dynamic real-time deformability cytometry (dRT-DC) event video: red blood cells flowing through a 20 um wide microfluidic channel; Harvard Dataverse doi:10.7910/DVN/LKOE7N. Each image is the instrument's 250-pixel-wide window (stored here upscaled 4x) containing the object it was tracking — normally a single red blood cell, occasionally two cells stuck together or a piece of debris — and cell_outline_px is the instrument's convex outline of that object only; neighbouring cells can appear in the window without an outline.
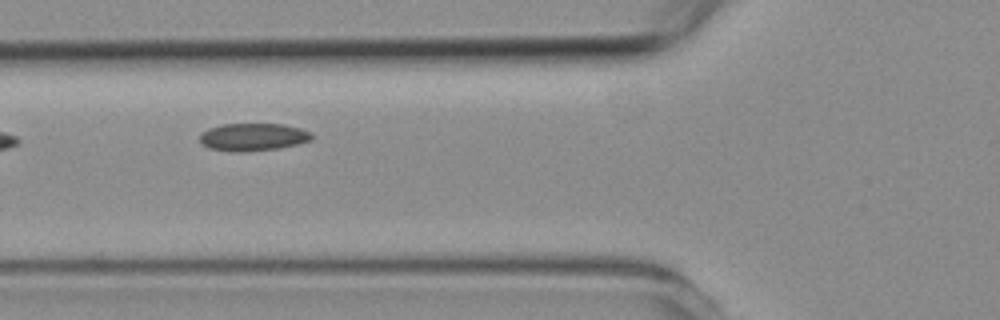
{"species": "common noctule bat (a hibernating species)", "species_latin": "Nyctalus noctula", "temperature_condition": "room temperature", "stored_images_in_passage": 8, "camera_frame_rate_fps": 3000, "um_per_image_px": 0.085, "animal": {"sex": "female", "body_mass_g": 19.3, "forearm_length_mm": 54.1}, "frame": {"image": 1, "passage_image": 6, "time_ms": 6.667, "image_size_px": [1000, 320], "cell_outline_px": [[312, 140], [296, 144], [276, 148], [244, 152], [232, 152], [208, 148], [200, 144], [200, 132], [208, 128], [224, 124], [284, 124], [300, 128], [312, 132]], "centroid_in_image_um": [21.47, 11.64], "position_along_channel_um": 104.3, "area_um2": 18.15}}
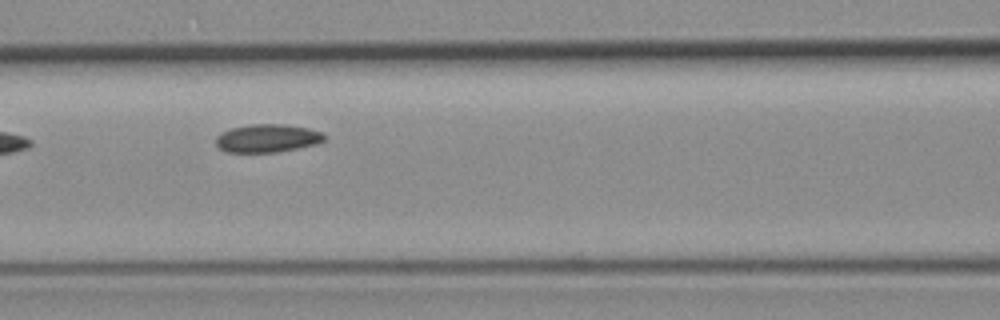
{"frame": {"image": 2, "passage_image": 7, "time_ms": 7.667, "image_size_px": [1000, 320], "cell_outline_px": [[324, 140], [316, 144], [276, 152], [228, 152], [220, 148], [216, 144], [216, 136], [220, 132], [232, 128], [252, 124], [284, 124], [308, 128], [324, 132]], "centroid_in_image_um": [22.72, 11.74], "position_along_channel_um": 143.9, "area_um2": 17.69}}
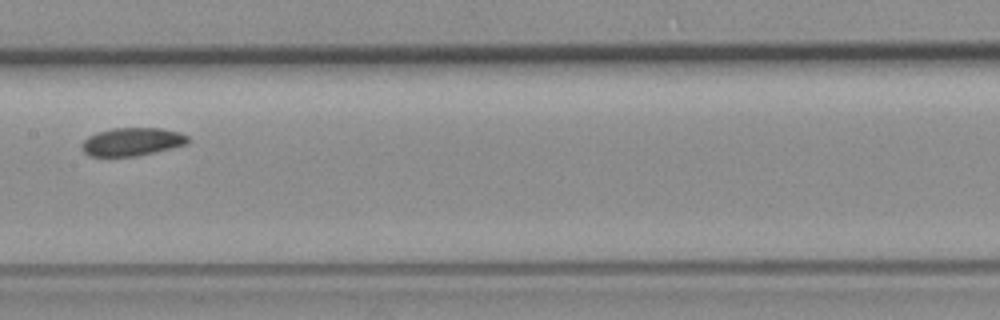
{"frame": {"image": 3, "passage_image": 8, "time_ms": 9.0, "image_size_px": [1000, 320], "cell_outline_px": [[188, 144], [136, 156], [92, 156], [84, 152], [80, 148], [80, 144], [88, 136], [96, 132], [112, 128], [160, 128], [180, 132], [188, 136]], "centroid_in_image_um": [11.2, 12.04], "position_along_channel_um": 196.2, "area_um2": 17.4}}